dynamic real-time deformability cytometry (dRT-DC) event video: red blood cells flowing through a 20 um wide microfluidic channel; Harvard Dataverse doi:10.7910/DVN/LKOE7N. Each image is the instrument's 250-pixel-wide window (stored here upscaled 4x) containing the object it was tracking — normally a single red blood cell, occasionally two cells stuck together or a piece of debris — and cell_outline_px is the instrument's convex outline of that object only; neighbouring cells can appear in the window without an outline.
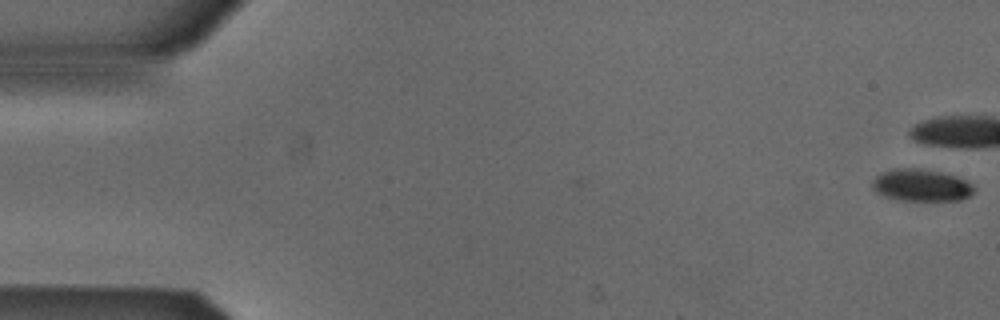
{"species": "Egyptian fruit bat (a non-hibernating species)", "species_latin": "Rousettus aegyptiacus", "temperature_condition": "cold", "stored_images_in_passage": 4, "camera_frame_rate_fps": 3000, "um_per_image_px": 0.085, "animal": {"sex": "male"}, "frame": {"image": 1, "passage_image": 1, "time_ms": 0.0, "image_size_px": [1000, 320], "cell_outline_px": [[972, 192], [968, 196], [960, 200], [900, 200], [884, 196], [876, 192], [872, 188], [872, 180], [880, 172], [892, 168], [920, 168], [944, 172], [956, 176], [972, 184]], "centroid_in_image_um": [78.24, 15.72], "position_along_channel_um": 6.8, "area_um2": 19.07}}